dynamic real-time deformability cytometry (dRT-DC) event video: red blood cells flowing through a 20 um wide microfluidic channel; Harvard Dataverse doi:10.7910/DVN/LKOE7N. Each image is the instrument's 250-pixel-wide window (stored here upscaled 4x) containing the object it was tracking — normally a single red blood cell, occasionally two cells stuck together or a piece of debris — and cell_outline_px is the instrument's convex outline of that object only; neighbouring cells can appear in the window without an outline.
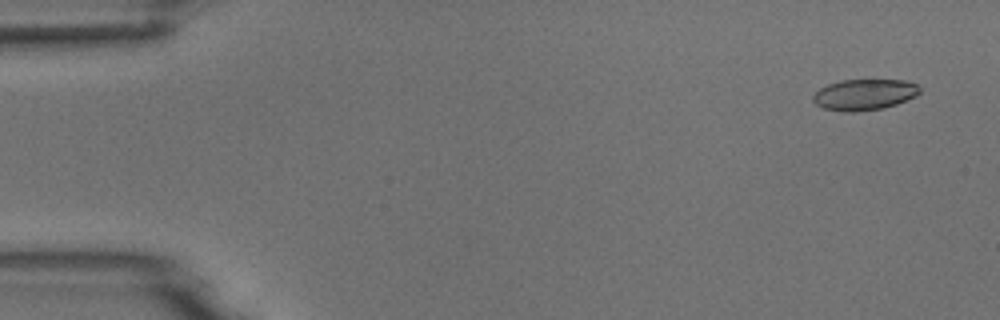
{"species": "common noctule bat (a hibernating species)", "species_latin": "Nyctalus noctula", "temperature_condition": "room temperature", "stored_images_in_passage": 6, "camera_frame_rate_fps": 3000, "um_per_image_px": 0.085, "animal": {"sex": "male", "body_mass_g": 18.8}, "frame": {"image": 1, "passage_image": 1, "time_ms": 0.0, "image_size_px": [1000, 320], "cell_outline_px": [[920, 92], [916, 96], [896, 104], [884, 108], [856, 112], [844, 112], [824, 108], [816, 104], [812, 100], [812, 96], [820, 88], [828, 84], [840, 80], [904, 80], [916, 84], [920, 88]], "centroid_in_image_um": [73.46, 8.04], "position_along_channel_um": 11.5, "area_um2": 19.31}}
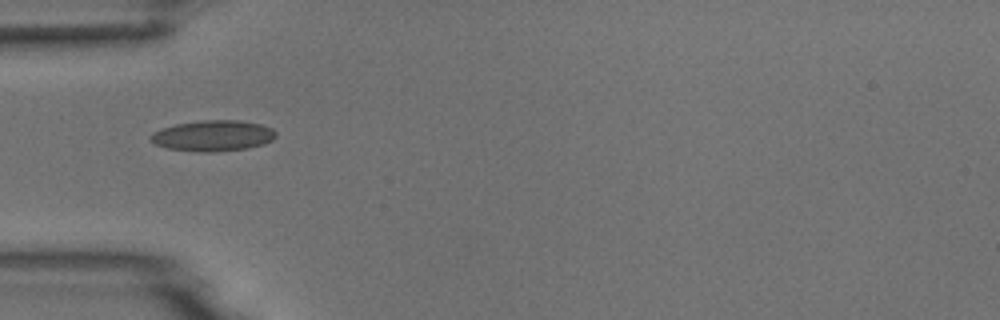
{"frame": {"image": 2, "passage_image": 5, "time_ms": 4.667, "image_size_px": [1000, 320], "cell_outline_px": [[276, 136], [272, 140], [264, 144], [248, 148], [216, 152], [200, 152], [168, 148], [156, 144], [148, 136], [152, 132], [176, 124], [204, 120], [236, 120], [260, 124], [272, 128], [276, 132]], "centroid_in_image_um": [18.13, 11.54], "position_along_channel_um": 66.9, "area_um2": 22.43}}